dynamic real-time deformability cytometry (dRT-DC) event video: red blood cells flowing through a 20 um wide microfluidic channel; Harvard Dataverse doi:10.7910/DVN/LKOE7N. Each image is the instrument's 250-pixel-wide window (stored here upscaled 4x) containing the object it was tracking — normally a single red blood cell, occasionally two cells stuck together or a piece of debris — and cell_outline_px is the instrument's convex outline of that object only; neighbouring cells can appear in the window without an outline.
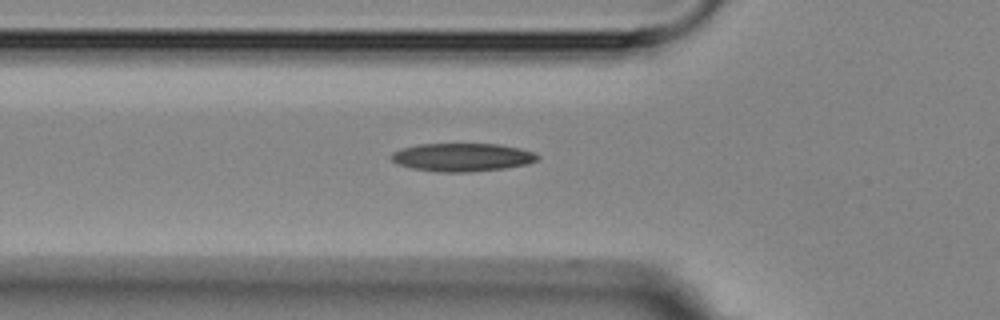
{"species": "Egyptian fruit bat (a non-hibernating species)", "species_latin": "Rousettus aegyptiacus", "temperature_condition": "room temperature", "stored_images_in_passage": 2, "camera_frame_rate_fps": 3000, "um_per_image_px": 0.085, "animal": {"sex": "female"}, "frame": {"image": 1, "passage_image": 2, "time_ms": 1.0, "image_size_px": [1000, 320], "cell_outline_px": [[540, 160], [528, 164], [504, 168], [468, 172], [440, 172], [412, 168], [400, 164], [392, 160], [388, 156], [392, 152], [400, 148], [416, 144], [500, 144], [520, 148], [536, 152], [540, 156]], "centroid_in_image_um": [39.31, 13.36], "position_along_channel_um": 86.5, "area_um2": 24.28}}